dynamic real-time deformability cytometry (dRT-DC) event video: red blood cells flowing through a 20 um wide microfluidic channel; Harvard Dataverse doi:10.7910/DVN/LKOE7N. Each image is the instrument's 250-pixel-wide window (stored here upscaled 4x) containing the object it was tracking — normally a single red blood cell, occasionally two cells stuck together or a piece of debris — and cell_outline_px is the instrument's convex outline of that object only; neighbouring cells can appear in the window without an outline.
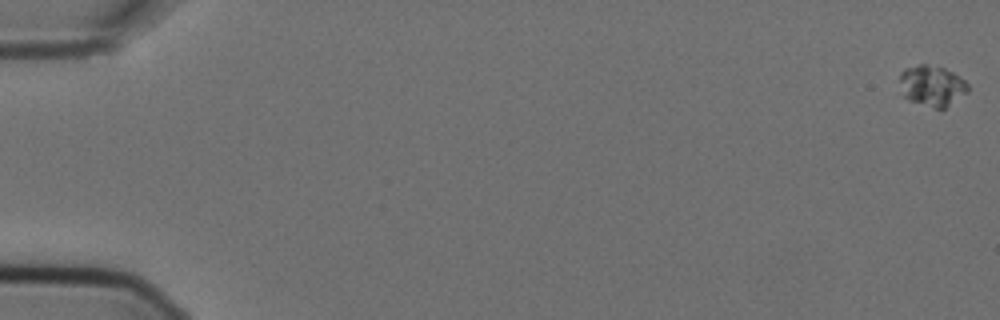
{"species": "Egyptian fruit bat (a non-hibernating species)", "species_latin": "Rousettus aegyptiacus", "temperature_condition": "cold", "stored_images_in_passage": 7, "camera_frame_rate_fps": 3000, "um_per_image_px": 0.085, "animal": {"sex": "female"}, "frame": {"image": 1, "passage_image": 1, "time_ms": 0.0, "image_size_px": [1000, 320], "cell_outline_px": [[968, 92], [944, 108], [936, 108], [908, 100], [904, 96], [900, 80], [900, 72], [904, 68], [920, 64], [924, 64], [944, 68], [952, 72], [964, 80], [968, 84]], "centroid_in_image_um": [79.22, 7.28], "position_along_channel_um": 5.8, "area_um2": 15.95}}
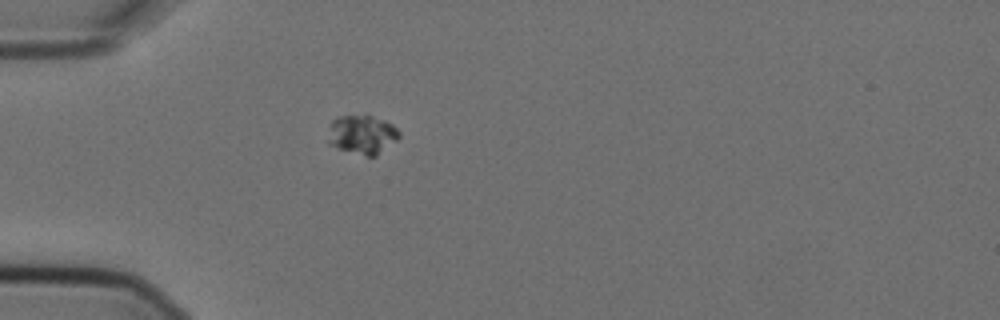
{"frame": {"image": 2, "passage_image": 5, "time_ms": 1.333, "image_size_px": [1000, 320], "cell_outline_px": [[400, 136], [396, 140], [376, 156], [368, 156], [336, 148], [328, 144], [328, 140], [332, 120], [336, 116], [368, 112], [392, 124], [400, 132]], "centroid_in_image_um": [30.78, 11.37], "position_along_channel_um": 54.2, "area_um2": 16.59}}
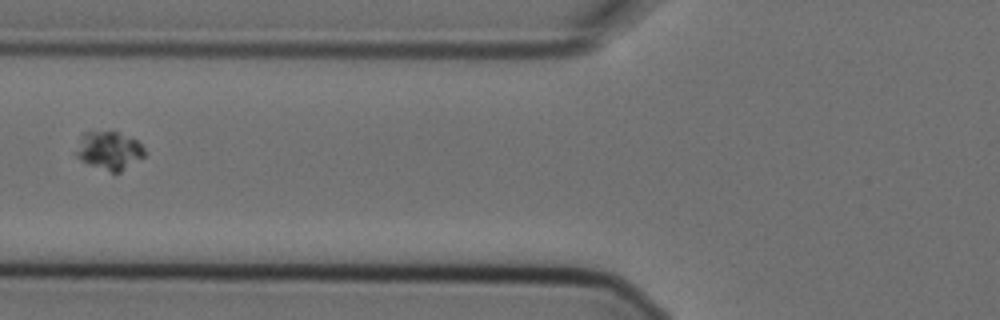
{"frame": {"image": 3, "passage_image": 7, "time_ms": 2.0, "image_size_px": [1000, 320], "cell_outline_px": [[144, 156], [120, 172], [112, 172], [88, 164], [76, 156], [76, 152], [80, 136], [84, 132], [116, 132], [136, 140], [144, 148]], "centroid_in_image_um": [9.26, 12.8], "position_along_channel_um": 116.5, "area_um2": 14.85}}